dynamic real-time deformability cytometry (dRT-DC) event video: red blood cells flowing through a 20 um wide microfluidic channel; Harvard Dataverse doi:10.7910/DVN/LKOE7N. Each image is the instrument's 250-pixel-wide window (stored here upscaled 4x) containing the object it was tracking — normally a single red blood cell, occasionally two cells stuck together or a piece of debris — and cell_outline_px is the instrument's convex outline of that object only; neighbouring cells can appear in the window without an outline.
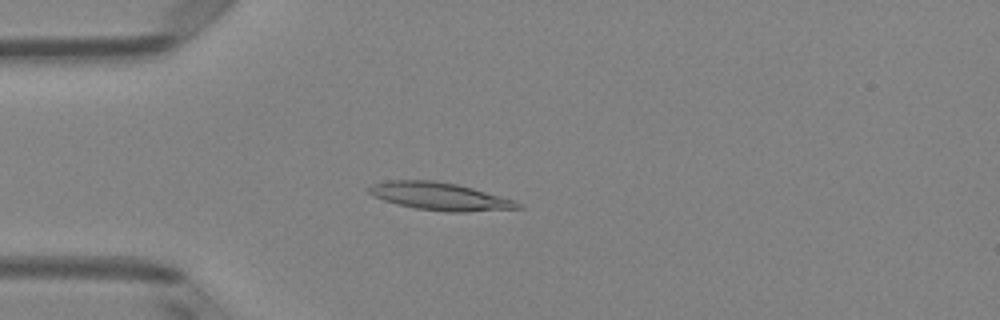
{"species": "Egyptian fruit bat (a non-hibernating species)", "species_latin": "Rousettus aegyptiacus", "temperature_condition": "room temperature", "stored_images_in_passage": 3, "camera_frame_rate_fps": 3000, "um_per_image_px": 0.085, "animal": {"sex": "female"}, "frame": {"image": 1, "passage_image": 2, "time_ms": 0.333, "image_size_px": [1000, 320], "cell_outline_px": [[524, 208], [468, 212], [448, 212], [416, 208], [396, 204], [372, 196], [368, 192], [368, 188], [372, 184], [388, 180], [432, 180], [456, 184], [472, 188], [516, 200], [524, 204]], "centroid_in_image_um": [37.42, 16.7], "position_along_channel_um": 47.6, "area_um2": 24.16}}